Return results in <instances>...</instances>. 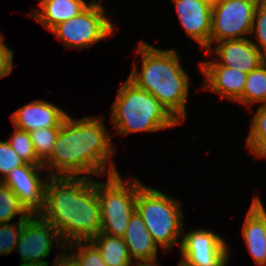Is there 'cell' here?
Returning a JSON list of instances; mask_svg holds the SVG:
<instances>
[{
    "label": "cell",
    "mask_w": 266,
    "mask_h": 266,
    "mask_svg": "<svg viewBox=\"0 0 266 266\" xmlns=\"http://www.w3.org/2000/svg\"><path fill=\"white\" fill-rule=\"evenodd\" d=\"M39 215L59 232L66 245L91 240L101 231L97 181L91 177H50Z\"/></svg>",
    "instance_id": "cell-1"
},
{
    "label": "cell",
    "mask_w": 266,
    "mask_h": 266,
    "mask_svg": "<svg viewBox=\"0 0 266 266\" xmlns=\"http://www.w3.org/2000/svg\"><path fill=\"white\" fill-rule=\"evenodd\" d=\"M141 70L133 65L127 77L137 87L154 95L181 124L186 119L189 94V75L181 65L175 49L162 50L146 42H139Z\"/></svg>",
    "instance_id": "cell-2"
},
{
    "label": "cell",
    "mask_w": 266,
    "mask_h": 266,
    "mask_svg": "<svg viewBox=\"0 0 266 266\" xmlns=\"http://www.w3.org/2000/svg\"><path fill=\"white\" fill-rule=\"evenodd\" d=\"M115 98L111 123L122 136L157 132L180 124L154 95L137 87L128 78L120 85Z\"/></svg>",
    "instance_id": "cell-3"
},
{
    "label": "cell",
    "mask_w": 266,
    "mask_h": 266,
    "mask_svg": "<svg viewBox=\"0 0 266 266\" xmlns=\"http://www.w3.org/2000/svg\"><path fill=\"white\" fill-rule=\"evenodd\" d=\"M103 120L104 117L100 116L74 120L75 177L90 178V174L103 177L119 173L112 160L115 145Z\"/></svg>",
    "instance_id": "cell-4"
},
{
    "label": "cell",
    "mask_w": 266,
    "mask_h": 266,
    "mask_svg": "<svg viewBox=\"0 0 266 266\" xmlns=\"http://www.w3.org/2000/svg\"><path fill=\"white\" fill-rule=\"evenodd\" d=\"M180 201L156 188L143 185L137 192L136 211L141 216L154 242L170 251L184 233V214Z\"/></svg>",
    "instance_id": "cell-5"
},
{
    "label": "cell",
    "mask_w": 266,
    "mask_h": 266,
    "mask_svg": "<svg viewBox=\"0 0 266 266\" xmlns=\"http://www.w3.org/2000/svg\"><path fill=\"white\" fill-rule=\"evenodd\" d=\"M124 181L120 173L109 175L107 182L97 181L100 233L123 237L130 218L136 211L137 192L144 184L135 178L126 180V183Z\"/></svg>",
    "instance_id": "cell-6"
},
{
    "label": "cell",
    "mask_w": 266,
    "mask_h": 266,
    "mask_svg": "<svg viewBox=\"0 0 266 266\" xmlns=\"http://www.w3.org/2000/svg\"><path fill=\"white\" fill-rule=\"evenodd\" d=\"M102 0H91L78 16L59 23L51 32L68 48L84 49L113 35L115 27L105 13Z\"/></svg>",
    "instance_id": "cell-7"
},
{
    "label": "cell",
    "mask_w": 266,
    "mask_h": 266,
    "mask_svg": "<svg viewBox=\"0 0 266 266\" xmlns=\"http://www.w3.org/2000/svg\"><path fill=\"white\" fill-rule=\"evenodd\" d=\"M261 0H220L212 5L210 48L224 40L251 34L256 6Z\"/></svg>",
    "instance_id": "cell-8"
},
{
    "label": "cell",
    "mask_w": 266,
    "mask_h": 266,
    "mask_svg": "<svg viewBox=\"0 0 266 266\" xmlns=\"http://www.w3.org/2000/svg\"><path fill=\"white\" fill-rule=\"evenodd\" d=\"M178 247L182 256L180 262L186 266H227L231 255L224 238L209 229L182 233Z\"/></svg>",
    "instance_id": "cell-9"
},
{
    "label": "cell",
    "mask_w": 266,
    "mask_h": 266,
    "mask_svg": "<svg viewBox=\"0 0 266 266\" xmlns=\"http://www.w3.org/2000/svg\"><path fill=\"white\" fill-rule=\"evenodd\" d=\"M54 245L61 246L63 251L66 249L59 232L48 221L40 215H30L24 219V226L16 244L20 262L49 264L45 259L49 257Z\"/></svg>",
    "instance_id": "cell-10"
},
{
    "label": "cell",
    "mask_w": 266,
    "mask_h": 266,
    "mask_svg": "<svg viewBox=\"0 0 266 266\" xmlns=\"http://www.w3.org/2000/svg\"><path fill=\"white\" fill-rule=\"evenodd\" d=\"M43 164H28L14 168L3 181L17 195L30 215H39L45 206V189L49 175L42 176Z\"/></svg>",
    "instance_id": "cell-11"
},
{
    "label": "cell",
    "mask_w": 266,
    "mask_h": 266,
    "mask_svg": "<svg viewBox=\"0 0 266 266\" xmlns=\"http://www.w3.org/2000/svg\"><path fill=\"white\" fill-rule=\"evenodd\" d=\"M215 44L214 49H208L205 54L213 53L217 59L201 61L199 65H223L248 74L266 61L250 38L224 40Z\"/></svg>",
    "instance_id": "cell-12"
},
{
    "label": "cell",
    "mask_w": 266,
    "mask_h": 266,
    "mask_svg": "<svg viewBox=\"0 0 266 266\" xmlns=\"http://www.w3.org/2000/svg\"><path fill=\"white\" fill-rule=\"evenodd\" d=\"M179 23L205 52L210 49L212 4L205 0H172Z\"/></svg>",
    "instance_id": "cell-13"
},
{
    "label": "cell",
    "mask_w": 266,
    "mask_h": 266,
    "mask_svg": "<svg viewBox=\"0 0 266 266\" xmlns=\"http://www.w3.org/2000/svg\"><path fill=\"white\" fill-rule=\"evenodd\" d=\"M43 166L50 177H75L74 120L70 115L64 118L51 156Z\"/></svg>",
    "instance_id": "cell-14"
},
{
    "label": "cell",
    "mask_w": 266,
    "mask_h": 266,
    "mask_svg": "<svg viewBox=\"0 0 266 266\" xmlns=\"http://www.w3.org/2000/svg\"><path fill=\"white\" fill-rule=\"evenodd\" d=\"M67 112L45 100H33L11 115L16 128L32 132L40 128L61 127Z\"/></svg>",
    "instance_id": "cell-15"
},
{
    "label": "cell",
    "mask_w": 266,
    "mask_h": 266,
    "mask_svg": "<svg viewBox=\"0 0 266 266\" xmlns=\"http://www.w3.org/2000/svg\"><path fill=\"white\" fill-rule=\"evenodd\" d=\"M242 234L255 264L266 266V210L259 197L252 200Z\"/></svg>",
    "instance_id": "cell-16"
},
{
    "label": "cell",
    "mask_w": 266,
    "mask_h": 266,
    "mask_svg": "<svg viewBox=\"0 0 266 266\" xmlns=\"http://www.w3.org/2000/svg\"><path fill=\"white\" fill-rule=\"evenodd\" d=\"M206 78L205 89L236 102L242 95L247 74L223 65H199Z\"/></svg>",
    "instance_id": "cell-17"
},
{
    "label": "cell",
    "mask_w": 266,
    "mask_h": 266,
    "mask_svg": "<svg viewBox=\"0 0 266 266\" xmlns=\"http://www.w3.org/2000/svg\"><path fill=\"white\" fill-rule=\"evenodd\" d=\"M122 238L128 247L132 262L156 261L158 245L154 242L137 211L131 216Z\"/></svg>",
    "instance_id": "cell-18"
},
{
    "label": "cell",
    "mask_w": 266,
    "mask_h": 266,
    "mask_svg": "<svg viewBox=\"0 0 266 266\" xmlns=\"http://www.w3.org/2000/svg\"><path fill=\"white\" fill-rule=\"evenodd\" d=\"M41 9H34L28 15L51 31L59 23L78 16L89 3L84 0H40Z\"/></svg>",
    "instance_id": "cell-19"
},
{
    "label": "cell",
    "mask_w": 266,
    "mask_h": 266,
    "mask_svg": "<svg viewBox=\"0 0 266 266\" xmlns=\"http://www.w3.org/2000/svg\"><path fill=\"white\" fill-rule=\"evenodd\" d=\"M90 241L97 247L107 266H130L133 263L122 237L99 233Z\"/></svg>",
    "instance_id": "cell-20"
},
{
    "label": "cell",
    "mask_w": 266,
    "mask_h": 266,
    "mask_svg": "<svg viewBox=\"0 0 266 266\" xmlns=\"http://www.w3.org/2000/svg\"><path fill=\"white\" fill-rule=\"evenodd\" d=\"M237 102L248 109L255 103L266 104V61L247 74L243 93Z\"/></svg>",
    "instance_id": "cell-21"
},
{
    "label": "cell",
    "mask_w": 266,
    "mask_h": 266,
    "mask_svg": "<svg viewBox=\"0 0 266 266\" xmlns=\"http://www.w3.org/2000/svg\"><path fill=\"white\" fill-rule=\"evenodd\" d=\"M249 130L245 147L249 148L255 157L266 158V104L259 106Z\"/></svg>",
    "instance_id": "cell-22"
},
{
    "label": "cell",
    "mask_w": 266,
    "mask_h": 266,
    "mask_svg": "<svg viewBox=\"0 0 266 266\" xmlns=\"http://www.w3.org/2000/svg\"><path fill=\"white\" fill-rule=\"evenodd\" d=\"M16 215L20 219L30 216L12 189L0 182V224L11 223Z\"/></svg>",
    "instance_id": "cell-23"
},
{
    "label": "cell",
    "mask_w": 266,
    "mask_h": 266,
    "mask_svg": "<svg viewBox=\"0 0 266 266\" xmlns=\"http://www.w3.org/2000/svg\"><path fill=\"white\" fill-rule=\"evenodd\" d=\"M60 128H40L29 132L37 158L42 164L51 156Z\"/></svg>",
    "instance_id": "cell-24"
},
{
    "label": "cell",
    "mask_w": 266,
    "mask_h": 266,
    "mask_svg": "<svg viewBox=\"0 0 266 266\" xmlns=\"http://www.w3.org/2000/svg\"><path fill=\"white\" fill-rule=\"evenodd\" d=\"M12 134L8 142L24 162L28 164H42L37 158L29 132L15 127V131Z\"/></svg>",
    "instance_id": "cell-25"
},
{
    "label": "cell",
    "mask_w": 266,
    "mask_h": 266,
    "mask_svg": "<svg viewBox=\"0 0 266 266\" xmlns=\"http://www.w3.org/2000/svg\"><path fill=\"white\" fill-rule=\"evenodd\" d=\"M65 248L71 251L73 248L79 250L77 253L73 251L71 253L77 258L80 266H107L101 253L90 240L71 242Z\"/></svg>",
    "instance_id": "cell-26"
},
{
    "label": "cell",
    "mask_w": 266,
    "mask_h": 266,
    "mask_svg": "<svg viewBox=\"0 0 266 266\" xmlns=\"http://www.w3.org/2000/svg\"><path fill=\"white\" fill-rule=\"evenodd\" d=\"M252 33L256 37V42L251 39L252 43L266 57V0H261L256 6L251 35Z\"/></svg>",
    "instance_id": "cell-27"
},
{
    "label": "cell",
    "mask_w": 266,
    "mask_h": 266,
    "mask_svg": "<svg viewBox=\"0 0 266 266\" xmlns=\"http://www.w3.org/2000/svg\"><path fill=\"white\" fill-rule=\"evenodd\" d=\"M24 226V219H20L17 225L14 223L0 224V255L10 254L16 249L20 233Z\"/></svg>",
    "instance_id": "cell-28"
},
{
    "label": "cell",
    "mask_w": 266,
    "mask_h": 266,
    "mask_svg": "<svg viewBox=\"0 0 266 266\" xmlns=\"http://www.w3.org/2000/svg\"><path fill=\"white\" fill-rule=\"evenodd\" d=\"M24 160L14 151L8 141L0 140V182L14 168L25 165Z\"/></svg>",
    "instance_id": "cell-29"
},
{
    "label": "cell",
    "mask_w": 266,
    "mask_h": 266,
    "mask_svg": "<svg viewBox=\"0 0 266 266\" xmlns=\"http://www.w3.org/2000/svg\"><path fill=\"white\" fill-rule=\"evenodd\" d=\"M14 52L4 44L0 43V78L7 77L13 71Z\"/></svg>",
    "instance_id": "cell-30"
},
{
    "label": "cell",
    "mask_w": 266,
    "mask_h": 266,
    "mask_svg": "<svg viewBox=\"0 0 266 266\" xmlns=\"http://www.w3.org/2000/svg\"><path fill=\"white\" fill-rule=\"evenodd\" d=\"M66 253L64 254L62 251L60 255H56L51 266H80L77 258L71 253V250H69V253L66 250Z\"/></svg>",
    "instance_id": "cell-31"
},
{
    "label": "cell",
    "mask_w": 266,
    "mask_h": 266,
    "mask_svg": "<svg viewBox=\"0 0 266 266\" xmlns=\"http://www.w3.org/2000/svg\"><path fill=\"white\" fill-rule=\"evenodd\" d=\"M130 266H158L157 260L150 262H140V263H132Z\"/></svg>",
    "instance_id": "cell-32"
},
{
    "label": "cell",
    "mask_w": 266,
    "mask_h": 266,
    "mask_svg": "<svg viewBox=\"0 0 266 266\" xmlns=\"http://www.w3.org/2000/svg\"><path fill=\"white\" fill-rule=\"evenodd\" d=\"M19 266H49V264H38V263H30V262H20Z\"/></svg>",
    "instance_id": "cell-33"
},
{
    "label": "cell",
    "mask_w": 266,
    "mask_h": 266,
    "mask_svg": "<svg viewBox=\"0 0 266 266\" xmlns=\"http://www.w3.org/2000/svg\"><path fill=\"white\" fill-rule=\"evenodd\" d=\"M205 1H207V2H209V3H211L213 5V4L217 3V2H219L220 0H205Z\"/></svg>",
    "instance_id": "cell-34"
},
{
    "label": "cell",
    "mask_w": 266,
    "mask_h": 266,
    "mask_svg": "<svg viewBox=\"0 0 266 266\" xmlns=\"http://www.w3.org/2000/svg\"><path fill=\"white\" fill-rule=\"evenodd\" d=\"M3 36H2V32H0V43L3 41Z\"/></svg>",
    "instance_id": "cell-35"
},
{
    "label": "cell",
    "mask_w": 266,
    "mask_h": 266,
    "mask_svg": "<svg viewBox=\"0 0 266 266\" xmlns=\"http://www.w3.org/2000/svg\"><path fill=\"white\" fill-rule=\"evenodd\" d=\"M178 266H186V265L179 261Z\"/></svg>",
    "instance_id": "cell-36"
}]
</instances>
